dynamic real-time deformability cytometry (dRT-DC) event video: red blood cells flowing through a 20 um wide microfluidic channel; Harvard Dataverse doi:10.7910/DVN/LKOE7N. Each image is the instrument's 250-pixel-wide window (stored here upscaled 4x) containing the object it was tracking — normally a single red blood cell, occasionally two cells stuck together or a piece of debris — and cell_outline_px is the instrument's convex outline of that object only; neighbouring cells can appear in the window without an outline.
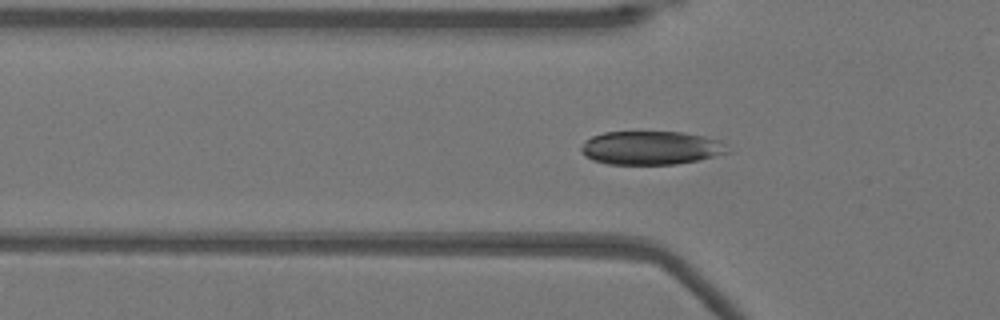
{"species": "Egyptian fruit bat (a non-hibernating species)", "species_latin": "Rousettus aegyptiacus", "temperature_condition": "warm", "stored_images_in_passage": 50, "camera_frame_rate_fps": 3000, "um_per_image_px": 0.085, "animal": {"sex": "female"}, "frame": {"image": 1, "passage_image": 15, "time_ms": 4.667, "image_size_px": [1000, 320], "cell_outline_px": [[732, 152], [700, 160], [676, 164], [608, 164], [592, 160], [580, 152], [580, 148], [584, 140], [592, 136], [604, 132], [680, 132], [704, 136], [720, 140]], "centroid_in_image_um": [55.33, 12.57], "position_along_channel_um": 70.5, "area_um2": 28.9}}
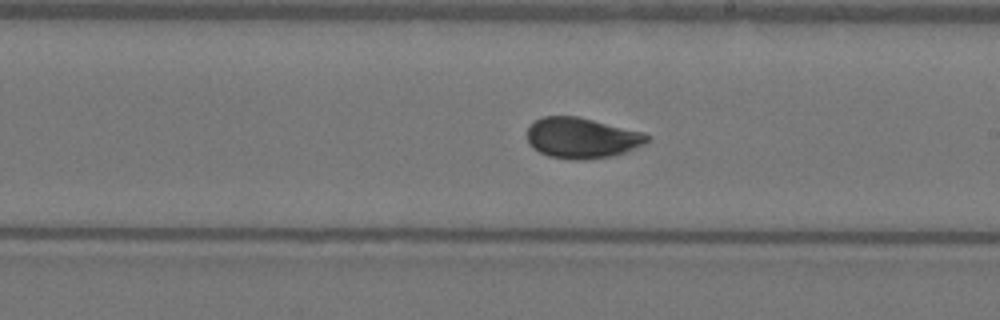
{"frame": {"image": 2, "passage_image": 28, "time_ms": 9.0, "image_size_px": [1000, 320], "cell_outline_px": [[652, 136], [644, 144], [628, 152], [612, 156], [580, 160], [576, 160], [548, 156], [540, 152], [528, 144], [528, 128], [536, 120], [544, 116], [576, 116], [644, 132]], "centroid_in_image_um": [49.49, 11.73], "position_along_channel_um": 239.5, "area_um2": 28.38}}
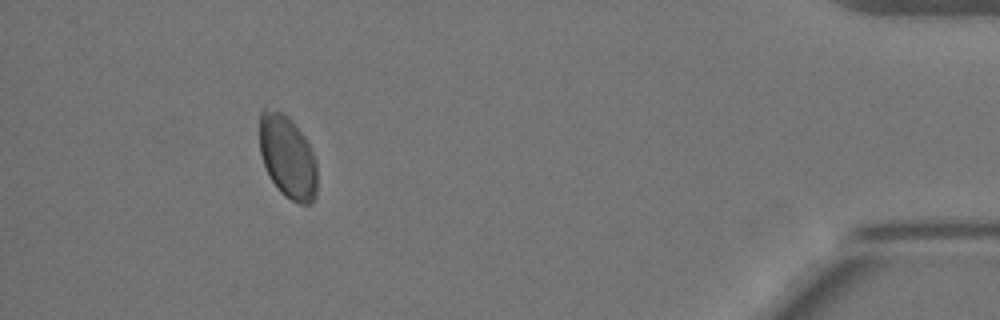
{"frame": {"image": 3, "passage_image": 46, "time_ms": 15.0, "image_size_px": [1000, 320], "cell_outline_px": [[316, 196], [312, 204], [300, 204], [292, 200], [280, 192], [272, 180], [264, 164], [260, 152], [260, 108], [264, 104], [288, 116], [292, 120], [304, 136], [316, 160]], "centroid_in_image_um": [24.43, 13.3], "position_along_channel_um": 410.8, "area_um2": 27.92}, "authors_computed_cell_mechanics": {"area_um2": 28.4665, "velocity_mm_per_s": 3.8755, "shape_relaxation_time_tau1_ms": 3.4476, "shape_relaxation_time_tau2_ms": null, "deformation_change_tau1": 0.12, "deformation_change_tau2": null}}